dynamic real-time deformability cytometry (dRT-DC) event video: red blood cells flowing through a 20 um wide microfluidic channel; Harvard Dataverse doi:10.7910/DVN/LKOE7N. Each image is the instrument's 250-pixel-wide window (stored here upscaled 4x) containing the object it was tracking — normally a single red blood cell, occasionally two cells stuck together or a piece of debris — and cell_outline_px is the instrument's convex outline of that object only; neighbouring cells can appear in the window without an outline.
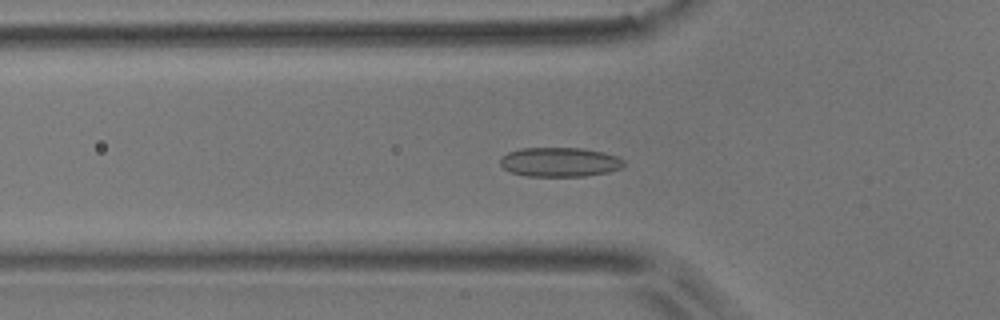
{"species": "common noctule bat (a hibernating species)", "species_latin": "Nyctalus noctula", "temperature_condition": "room temperature", "stored_images_in_passage": 53, "camera_frame_rate_fps": 3000, "um_per_image_px": 0.085, "animal": {"sex": "male", "body_mass_g": 17.9}, "frame": {"image": 1, "passage_image": 17, "time_ms": 5.333, "image_size_px": [1000, 320], "cell_outline_px": [[624, 164], [620, 168], [608, 172], [584, 176], [524, 176], [512, 172], [504, 168], [500, 164], [500, 156], [508, 152], [520, 148], [584, 148], [604, 152], [616, 156], [624, 160]], "centroid_in_image_um": [47.55, 13.77], "position_along_channel_um": 78.2, "area_um2": 21.21}}
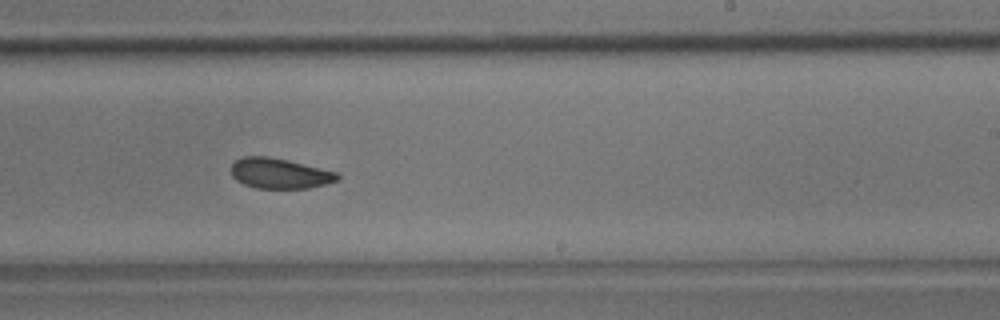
{"frame": {"image": 2, "passage_image": 32, "time_ms": 10.333, "image_size_px": [1000, 320], "cell_outline_px": [[340, 180], [328, 184], [308, 188], [256, 188], [244, 184], [236, 180], [232, 176], [232, 164], [240, 156], [268, 156], [288, 160], [336, 172], [340, 176]], "centroid_in_image_um": [23.78, 14.74], "position_along_channel_um": 265.2, "area_um2": 18.84}}
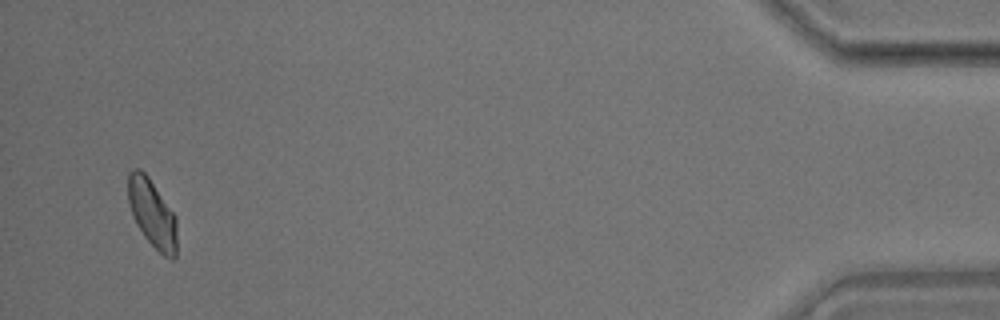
{"frame": {"image": 3, "passage_image": 51, "time_ms": 16.667, "image_size_px": [1000, 320], "cell_outline_px": [[176, 256], [172, 260], [164, 256], [144, 236], [136, 224], [132, 216], [128, 200], [128, 172], [132, 168], [140, 168], [148, 176], [176, 216]], "centroid_in_image_um": [12.92, 18.12], "position_along_channel_um": 422.3, "area_um2": 19.36}, "authors_computed_cell_mechanics": {"area_um2": 19.5364, "velocity_mm_per_s": 3.7312, "shape_relaxation_time_tau1_ms": 9.6026, "shape_relaxation_time_tau2_ms": 2.2918, "deformation_change_tau1": 0.1359, "deformation_change_tau2": 0.0699}}